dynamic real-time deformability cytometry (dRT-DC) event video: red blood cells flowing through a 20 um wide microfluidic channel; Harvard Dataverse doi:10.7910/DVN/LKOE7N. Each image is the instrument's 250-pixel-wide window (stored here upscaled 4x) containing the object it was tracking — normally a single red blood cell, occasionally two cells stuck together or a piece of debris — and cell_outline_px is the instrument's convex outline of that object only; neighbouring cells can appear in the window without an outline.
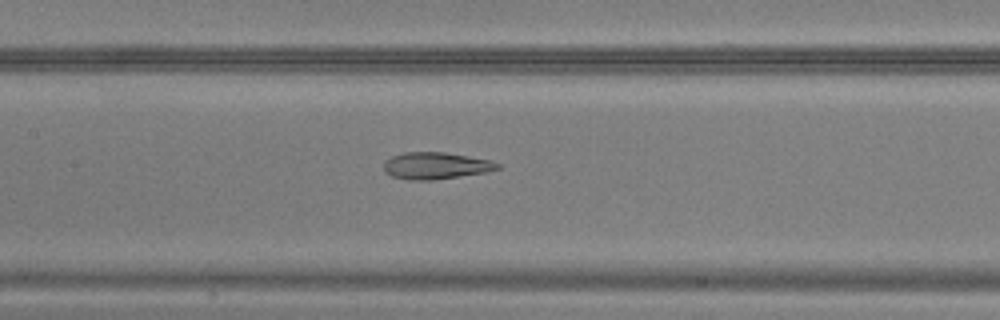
{"species": "common noctule bat (a hibernating species)", "species_latin": "Nyctalus noctula", "temperature_condition": "warm", "stored_images_in_passage": 50, "camera_frame_rate_fps": 3000, "um_per_image_px": 0.085, "animal": {"sex": "male", "body_mass_g": 20.5, "forearm_length_mm": 52.5}, "frame": {"image": 1, "passage_image": 24, "time_ms": 7.667, "image_size_px": [1000, 320], "cell_outline_px": [[500, 168], [488, 172], [432, 180], [408, 180], [392, 176], [384, 172], [384, 160], [392, 156], [404, 152], [444, 152], [488, 160], [500, 164]], "centroid_in_image_um": [37.0, 14.09], "position_along_channel_um": 170.4, "area_um2": 17.74}}
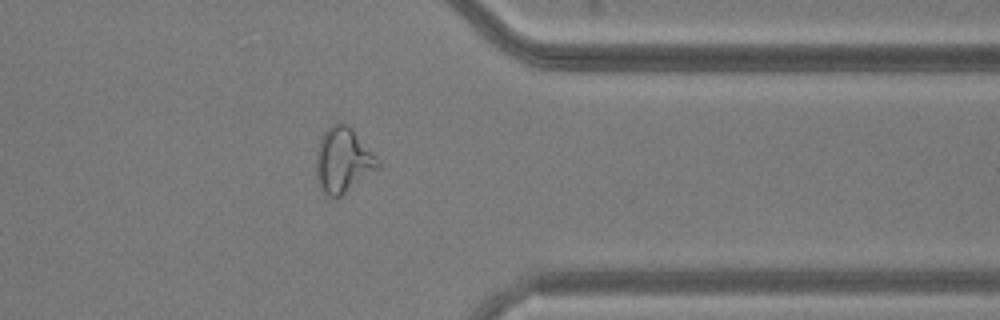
{"frame": {"image": 2, "passage_image": 40, "time_ms": 13.0, "image_size_px": [1000, 320], "cell_outline_px": [[380, 164], [376, 168], [340, 196], [328, 196], [320, 188], [316, 176], [316, 152], [320, 140], [324, 132], [332, 124], [340, 120], [348, 124], [352, 128], [380, 160]], "centroid_in_image_um": [29.13, 13.56], "position_along_channel_um": 382.3, "area_um2": 23.06}}
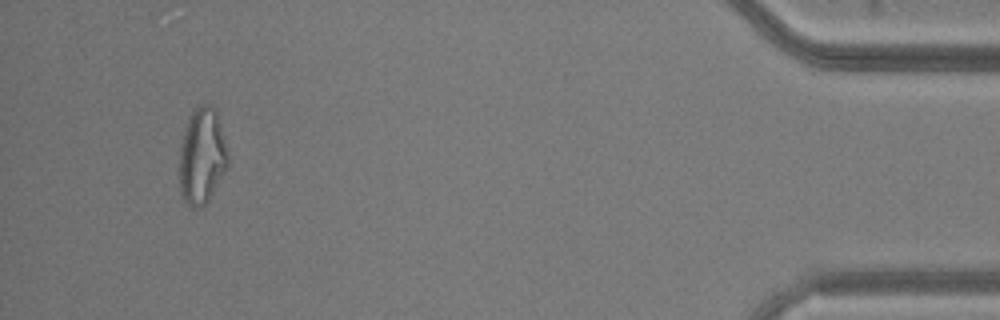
{"frame": {"image": 3, "passage_image": 47, "time_ms": 15.333, "image_size_px": [1000, 320], "cell_outline_px": [[228, 164], [224, 172], [208, 200], [200, 208], [192, 208], [184, 200], [180, 192], [180, 148], [184, 128], [192, 112], [200, 104], [212, 104], [216, 108], [228, 152]], "centroid_in_image_um": [17.17, 13.24], "position_along_channel_um": 418.0, "area_um2": 27.11}}